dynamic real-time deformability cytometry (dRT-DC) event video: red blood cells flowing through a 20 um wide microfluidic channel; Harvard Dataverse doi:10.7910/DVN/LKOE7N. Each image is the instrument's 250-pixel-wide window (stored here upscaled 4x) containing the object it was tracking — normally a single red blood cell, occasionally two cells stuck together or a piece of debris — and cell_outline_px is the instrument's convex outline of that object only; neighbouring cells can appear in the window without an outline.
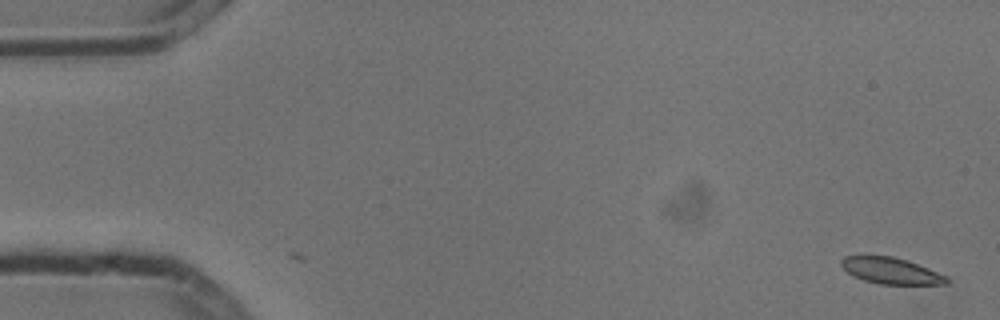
{"species": "common noctule bat (a hibernating species)", "species_latin": "Nyctalus noctula", "temperature_condition": "cold", "stored_images_in_passage": 4, "camera_frame_rate_fps": 3000, "um_per_image_px": 0.085, "animal": {"sex": "male", "body_mass_g": 13.3}, "frame": {"image": 1, "passage_image": 1, "time_ms": 0.0, "image_size_px": [1000, 320], "cell_outline_px": [[948, 284], [880, 284], [864, 280], [852, 276], [840, 264], [840, 260], [844, 256], [892, 256], [908, 260], [948, 276]], "centroid_in_image_um": [75.74, 23.01], "position_along_channel_um": 9.3, "area_um2": 16.13}}
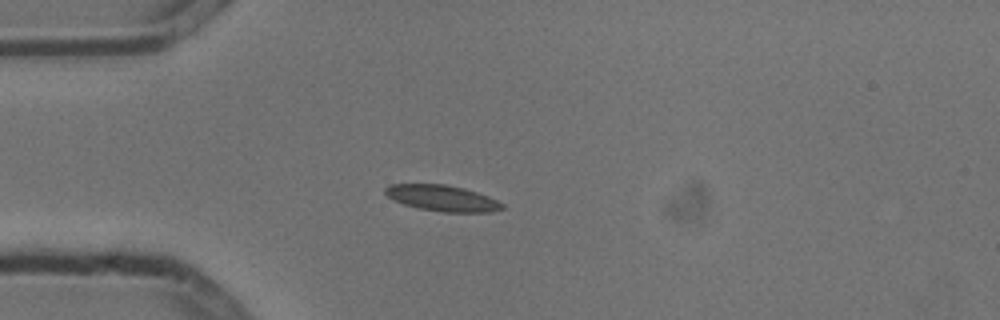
{"frame": {"image": 2, "passage_image": 4, "time_ms": 1.0, "image_size_px": [1000, 320], "cell_outline_px": [[504, 208], [492, 212], [440, 212], [420, 208], [404, 204], [388, 196], [384, 192], [384, 188], [392, 184], [444, 184], [464, 188], [488, 196], [504, 204]], "centroid_in_image_um": [37.62, 16.84], "position_along_channel_um": 47.4, "area_um2": 17.57}}